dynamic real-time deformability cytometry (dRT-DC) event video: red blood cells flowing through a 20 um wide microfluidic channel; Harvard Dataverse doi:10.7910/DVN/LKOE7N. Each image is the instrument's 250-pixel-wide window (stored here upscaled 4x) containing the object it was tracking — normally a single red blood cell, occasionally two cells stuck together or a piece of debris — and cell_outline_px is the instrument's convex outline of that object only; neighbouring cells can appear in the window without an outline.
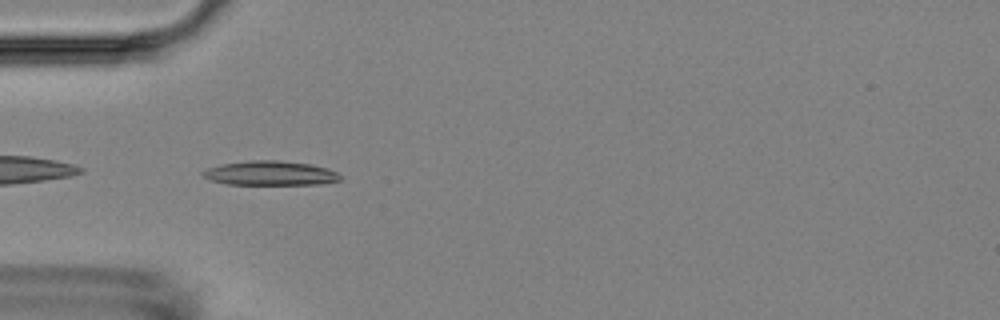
{"species": "Egyptian fruit bat (a non-hibernating species)", "species_latin": "Rousettus aegyptiacus", "temperature_condition": "room temperature", "stored_images_in_passage": 41, "camera_frame_rate_fps": 3000, "um_per_image_px": 0.085, "animal": {"sex": "female"}, "frame": {"image": 1, "passage_image": 2, "time_ms": 0.333, "image_size_px": [1000, 320], "cell_outline_px": [[340, 180], [320, 184], [228, 184], [212, 180], [204, 176], [200, 172], [208, 168], [220, 164], [248, 160], [276, 160], [312, 164], [328, 168], [336, 172], [340, 176]], "centroid_in_image_um": [22.97, 14.71], "position_along_channel_um": 62.0, "area_um2": 19.42}}
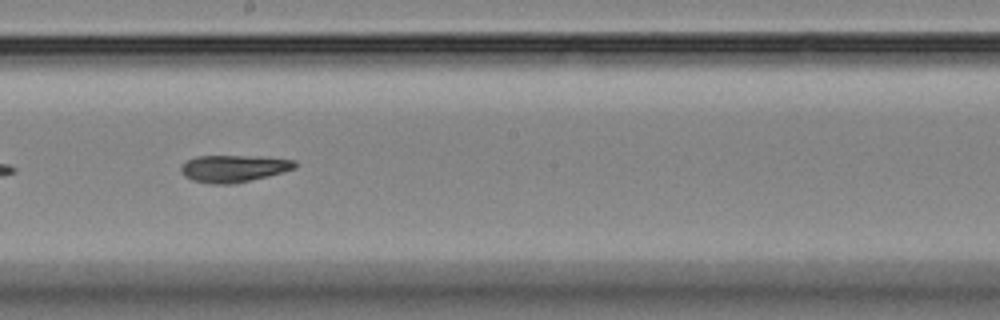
{"frame": {"image": 2, "passage_image": 16, "time_ms": 5.0, "image_size_px": [1000, 320], "cell_outline_px": [[300, 164], [296, 168], [268, 176], [232, 184], [212, 184], [192, 180], [184, 176], [180, 172], [180, 168], [188, 160], [196, 156], [260, 156], [296, 160]], "centroid_in_image_um": [19.9, 14.31], "position_along_channel_um": 228.3, "area_um2": 18.09}}
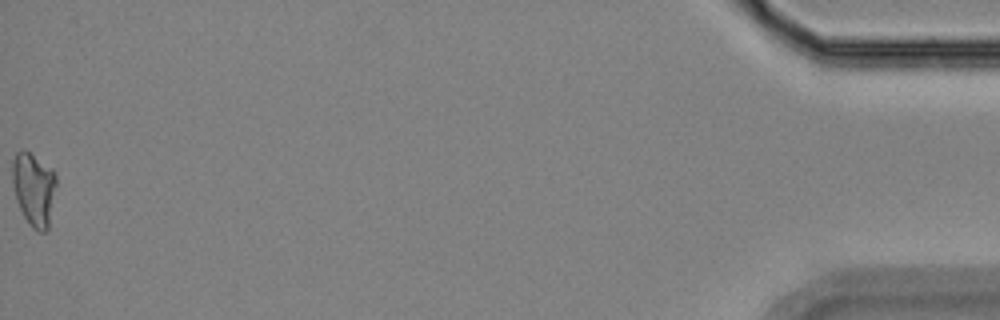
{"frame": {"image": 3, "passage_image": 41, "time_ms": 13.333, "image_size_px": [1000, 320], "cell_outline_px": [[56, 184], [48, 228], [44, 232], [40, 232], [32, 228], [24, 216], [16, 200], [12, 180], [12, 160], [16, 152], [20, 148], [24, 148], [52, 168], [56, 172]], "centroid_in_image_um": [2.86, 16.01], "position_along_channel_um": 432.3, "area_um2": 18.9}, "authors_computed_cell_mechanics": {"area_um2": 18.207, "velocity_mm_per_s": 3.5883, "shape_relaxation_time_tau1_ms": null, "shape_relaxation_time_tau2_ms": 1.8698, "deformation_change_tau1": null, "deformation_change_tau2": 0.0884}}